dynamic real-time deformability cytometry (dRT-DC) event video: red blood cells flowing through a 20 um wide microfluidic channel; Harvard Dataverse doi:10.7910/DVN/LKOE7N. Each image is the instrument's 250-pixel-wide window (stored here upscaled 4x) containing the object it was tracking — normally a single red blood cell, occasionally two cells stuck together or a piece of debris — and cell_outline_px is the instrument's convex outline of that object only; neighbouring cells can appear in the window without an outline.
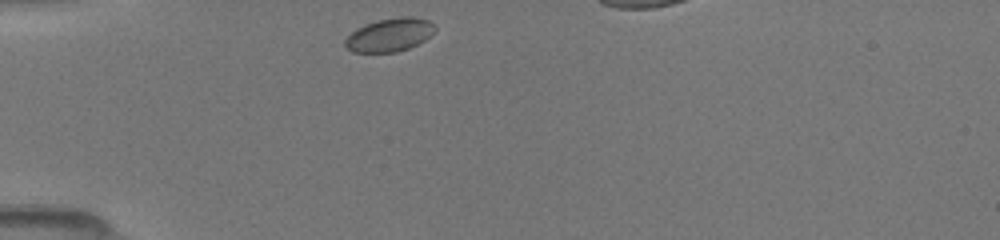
{"species": "common noctule bat (a hibernating species)", "species_latin": "Nyctalus noctula", "temperature_condition": "room temperature", "stored_images_in_passage": 54, "camera_frame_rate_fps": 3000, "um_per_image_px": 0.085, "animal": {"sex": "female", "body_mass_g": 19.5, "forearm_length_mm": 54.1}, "frame": {"image": 1, "passage_image": 1, "time_ms": 0.0, "image_size_px": [1000, 240], "cell_outline_px": [[436, 28], [424, 40], [408, 48], [396, 52], [352, 52], [344, 44], [344, 40], [356, 28], [380, 20], [400, 16], [412, 16], [428, 20]], "centroid_in_image_um": [33.1, 2.96], "position_along_channel_um": 51.9, "area_um2": 17.11}}
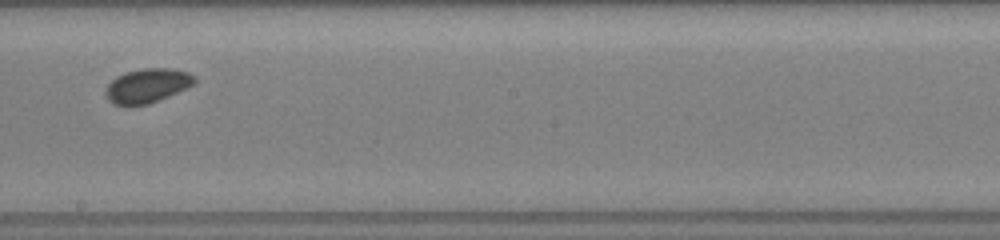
{"frame": {"image": 2, "passage_image": 28, "time_ms": 5.0, "image_size_px": [1000, 240], "cell_outline_px": [[196, 80], [188, 88], [160, 100], [148, 104], [128, 108], [124, 108], [112, 104], [108, 100], [104, 92], [108, 84], [116, 76], [124, 72], [144, 68], [172, 68], [188, 72], [196, 76]], "centroid_in_image_um": [12.48, 7.32], "position_along_channel_um": 235.7, "area_um2": 18.38}}
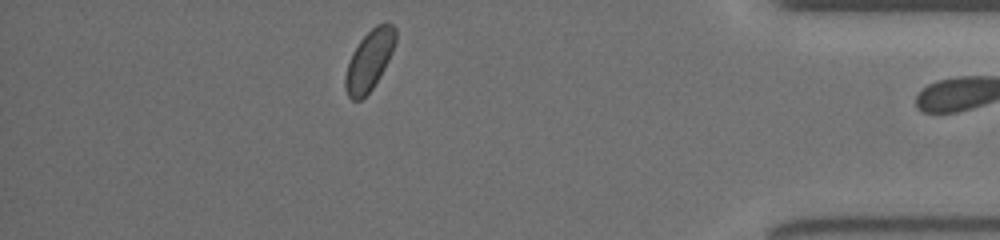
{"frame": {"image": 3, "passage_image": 52, "time_ms": 10.0, "image_size_px": [1000, 240], "cell_outline_px": [[396, 40], [392, 52], [380, 76], [372, 88], [360, 100], [352, 100], [348, 96], [344, 88], [344, 76], [352, 52], [360, 40], [376, 24], [384, 20], [392, 24], [396, 28]], "centroid_in_image_um": [31.39, 5.09], "position_along_channel_um": 403.8, "area_um2": 17.69}}